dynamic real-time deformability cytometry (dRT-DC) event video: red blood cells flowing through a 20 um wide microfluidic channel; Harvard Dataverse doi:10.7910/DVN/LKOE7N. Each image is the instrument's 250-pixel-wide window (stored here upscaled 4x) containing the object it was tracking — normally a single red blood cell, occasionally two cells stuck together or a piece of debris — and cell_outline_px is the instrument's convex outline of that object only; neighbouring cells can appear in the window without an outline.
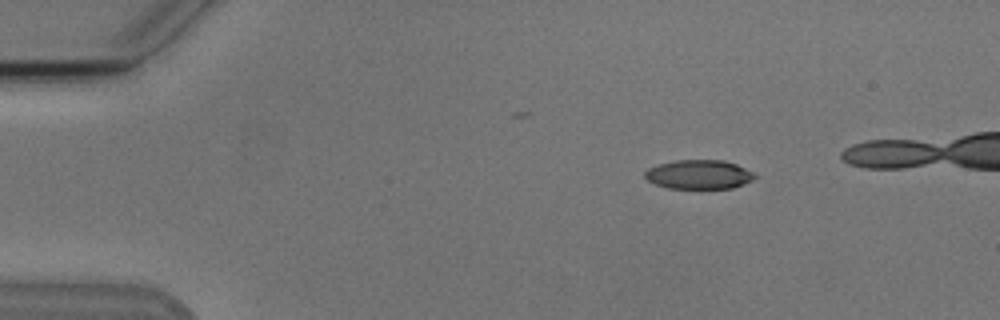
{"species": "Egyptian fruit bat (a non-hibernating species)", "species_latin": "Rousettus aegyptiacus", "temperature_condition": "cold", "stored_images_in_passage": 6, "camera_frame_rate_fps": 3000, "um_per_image_px": 0.085, "animal": {"sex": "male"}, "frame": {"image": 1, "passage_image": 2, "time_ms": 2.333, "image_size_px": [1000, 320], "cell_outline_px": [[756, 176], [752, 180], [732, 188], [668, 188], [656, 184], [648, 180], [644, 176], [644, 172], [648, 168], [656, 164], [676, 160], [724, 160], [736, 164], [752, 172]], "centroid_in_image_um": [59.37, 14.82], "position_along_channel_um": 25.6, "area_um2": 18.55}}